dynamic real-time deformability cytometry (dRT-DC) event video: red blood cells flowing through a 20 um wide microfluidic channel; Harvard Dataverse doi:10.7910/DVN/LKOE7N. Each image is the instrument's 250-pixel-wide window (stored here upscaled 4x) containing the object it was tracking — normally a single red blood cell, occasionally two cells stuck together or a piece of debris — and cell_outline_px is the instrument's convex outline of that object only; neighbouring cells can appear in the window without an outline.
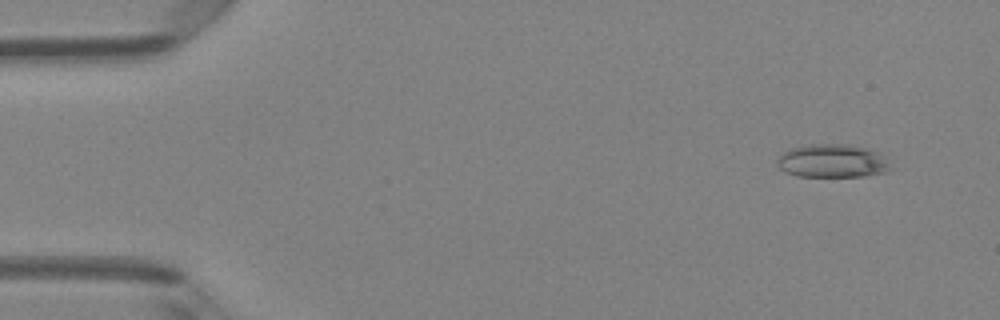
{"species": "Egyptian fruit bat (a non-hibernating species)", "species_latin": "Rousettus aegyptiacus", "temperature_condition": "room temperature", "stored_images_in_passage": 3, "camera_frame_rate_fps": 3000, "um_per_image_px": 0.085, "animal": {"sex": "female"}, "frame": {"image": 1, "passage_image": 1, "time_ms": 0.0, "image_size_px": [1000, 320], "cell_outline_px": [[892, 168], [888, 172], [864, 176], [796, 176], [784, 172], [776, 164], [776, 160], [784, 152], [792, 148], [812, 144], [848, 144], [868, 148], [880, 152], [888, 156]], "centroid_in_image_um": [70.83, 13.68], "position_along_channel_um": 14.2, "area_um2": 22.43}}